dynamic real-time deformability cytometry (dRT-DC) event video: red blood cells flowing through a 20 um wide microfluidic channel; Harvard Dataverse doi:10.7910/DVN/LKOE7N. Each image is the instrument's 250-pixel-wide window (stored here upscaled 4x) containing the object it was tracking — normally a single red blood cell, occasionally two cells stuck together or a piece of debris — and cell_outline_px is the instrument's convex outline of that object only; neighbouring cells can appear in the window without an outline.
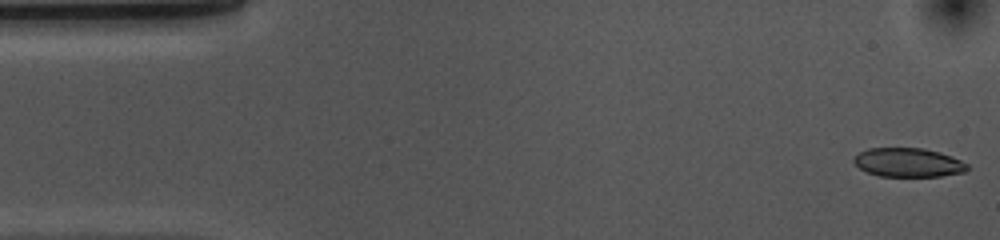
{"species": "common noctule bat (a hibernating species)", "species_latin": "Nyctalus noctula", "temperature_condition": "cold", "stored_images_in_passage": 53, "camera_frame_rate_fps": 3000, "um_per_image_px": 0.085, "animal": {"sex": "female", "body_mass_g": 10.0, "forearm_length_mm": 53.1}, "frame": {"image": 1, "passage_image": 1, "time_ms": 0.0, "image_size_px": [1000, 240], "cell_outline_px": [[968, 168], [964, 172], [940, 176], [880, 176], [868, 172], [860, 168], [852, 160], [852, 156], [868, 148], [924, 148], [940, 152], [952, 156], [968, 164]], "centroid_in_image_um": [77.19, 13.8], "position_along_channel_um": 7.8, "area_um2": 19.13}}
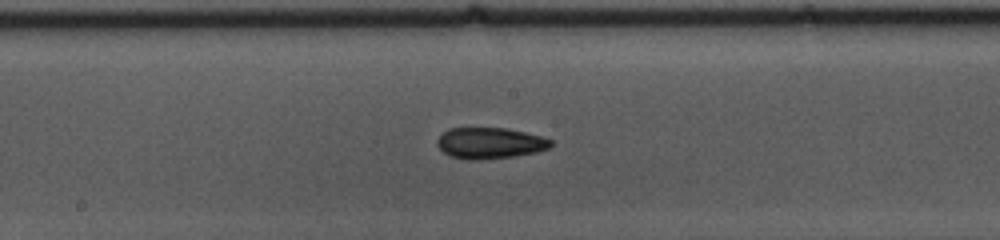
{"frame": {"image": 2, "passage_image": 26, "time_ms": 8.333, "image_size_px": [1000, 240], "cell_outline_px": [[552, 144], [548, 148], [536, 152], [516, 156], [472, 160], [468, 160], [452, 156], [444, 152], [436, 144], [436, 140], [448, 128], [508, 128], [540, 136], [552, 140]], "centroid_in_image_um": [41.63, 12.16], "position_along_channel_um": 206.6, "area_um2": 20.46}}
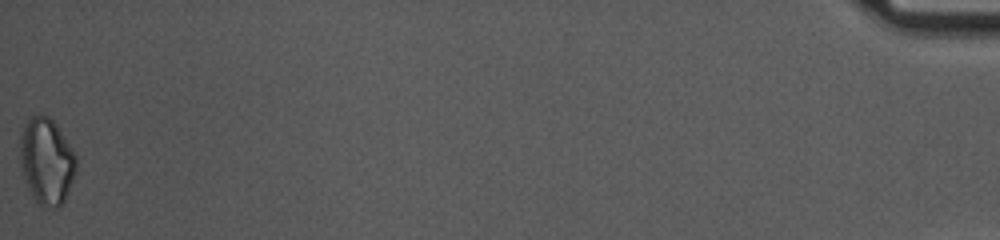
{"frame": {"image": 3, "passage_image": 53, "time_ms": 17.333, "image_size_px": [1000, 240], "cell_outline_px": [[76, 172], [64, 204], [60, 208], [44, 208], [32, 196], [28, 188], [20, 168], [20, 132], [28, 120], [32, 116], [48, 116], [56, 124], [76, 152]], "centroid_in_image_um": [3.98, 13.74], "position_along_channel_um": 431.2, "area_um2": 28.67}, "authors_computed_cell_mechanics": {"area_um2": 20.6346, "velocity_mm_per_s": 3.6694, "shape_relaxation_time_tau1_ms": 5.6581, "shape_relaxation_time_tau2_ms": null, "deformation_change_tau1": 0.1056, "deformation_change_tau2": null}}